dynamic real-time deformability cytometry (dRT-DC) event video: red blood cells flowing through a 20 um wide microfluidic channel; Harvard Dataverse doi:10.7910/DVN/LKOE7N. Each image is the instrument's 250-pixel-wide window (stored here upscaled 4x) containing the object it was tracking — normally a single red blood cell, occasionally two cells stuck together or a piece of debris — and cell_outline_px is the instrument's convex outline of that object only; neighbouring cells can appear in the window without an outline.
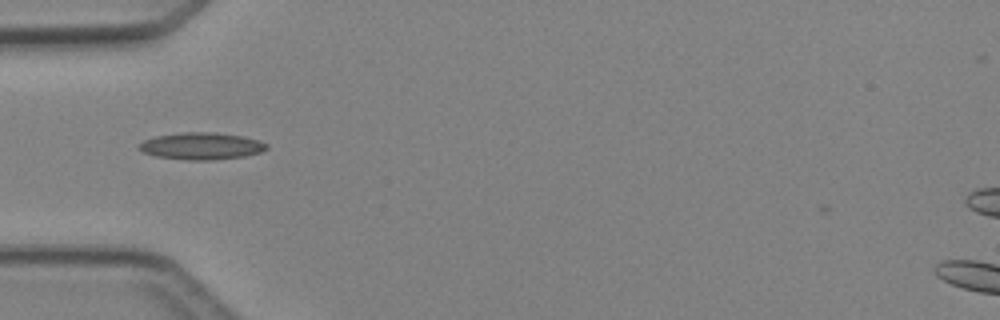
{"species": "Egyptian fruit bat (a non-hibernating species)", "species_latin": "Rousettus aegyptiacus", "temperature_condition": "cold", "stored_images_in_passage": 1, "camera_frame_rate_fps": 3000, "um_per_image_px": 0.085, "animal": {"sex": "female"}, "frame": {"image": 1, "passage_image": 1, "time_ms": 0.0, "image_size_px": [1000, 320], "cell_outline_px": [[268, 148], [260, 152], [244, 156], [212, 160], [188, 160], [156, 156], [144, 152], [140, 148], [140, 144], [144, 140], [156, 136], [184, 132], [216, 132], [244, 136], [260, 140], [268, 144]], "centroid_in_image_um": [17.18, 12.4], "position_along_channel_um": 67.8, "area_um2": 20.0}}